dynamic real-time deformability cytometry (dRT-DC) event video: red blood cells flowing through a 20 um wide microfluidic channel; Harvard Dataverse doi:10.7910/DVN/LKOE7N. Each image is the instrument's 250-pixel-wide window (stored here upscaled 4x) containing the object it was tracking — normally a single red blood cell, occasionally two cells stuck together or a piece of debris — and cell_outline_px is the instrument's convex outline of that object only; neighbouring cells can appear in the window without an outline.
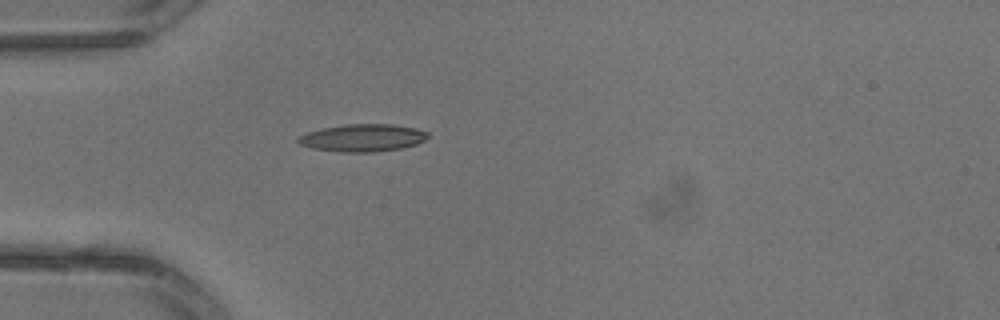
{"species": "common noctule bat (a hibernating species)", "species_latin": "Nyctalus noctula", "temperature_condition": "warm", "stored_images_in_passage": 2, "camera_frame_rate_fps": 3000, "um_per_image_px": 0.085, "animal": {"sex": "male", "body_mass_g": 13.3}, "frame": {"image": 1, "passage_image": 2, "time_ms": 0.333, "image_size_px": [1000, 320], "cell_outline_px": [[428, 136], [424, 140], [416, 144], [400, 148], [372, 152], [340, 152], [312, 148], [300, 144], [296, 140], [300, 136], [308, 132], [324, 128], [348, 124], [392, 124], [416, 128], [428, 132]], "centroid_in_image_um": [30.84, 11.71], "position_along_channel_um": 54.2, "area_um2": 20.52}}